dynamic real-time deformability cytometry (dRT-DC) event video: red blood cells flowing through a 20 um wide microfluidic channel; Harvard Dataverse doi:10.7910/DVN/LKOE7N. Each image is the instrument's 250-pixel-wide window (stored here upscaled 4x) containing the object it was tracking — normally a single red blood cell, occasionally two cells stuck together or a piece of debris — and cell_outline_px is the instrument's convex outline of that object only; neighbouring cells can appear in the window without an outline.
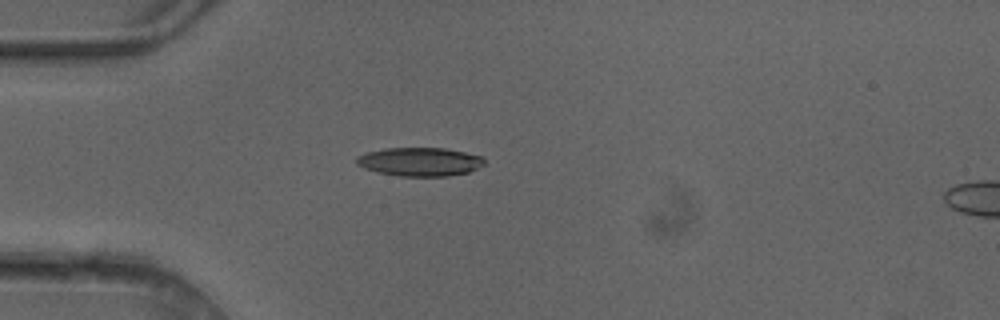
{"species": "common noctule bat (a hibernating species)", "species_latin": "Nyctalus noctula", "temperature_condition": "cold", "stored_images_in_passage": 4, "camera_frame_rate_fps": 3000, "um_per_image_px": 0.085, "animal": {"sex": "female"}, "frame": {"image": 1, "passage_image": 4, "time_ms": 1.0, "image_size_px": [1000, 320], "cell_outline_px": [[484, 164], [468, 172], [448, 176], [400, 176], [376, 172], [364, 168], [356, 164], [356, 156], [368, 152], [384, 148], [444, 148], [464, 152], [480, 156], [484, 160]], "centroid_in_image_um": [35.64, 13.75], "position_along_channel_um": 49.4, "area_um2": 21.21}}